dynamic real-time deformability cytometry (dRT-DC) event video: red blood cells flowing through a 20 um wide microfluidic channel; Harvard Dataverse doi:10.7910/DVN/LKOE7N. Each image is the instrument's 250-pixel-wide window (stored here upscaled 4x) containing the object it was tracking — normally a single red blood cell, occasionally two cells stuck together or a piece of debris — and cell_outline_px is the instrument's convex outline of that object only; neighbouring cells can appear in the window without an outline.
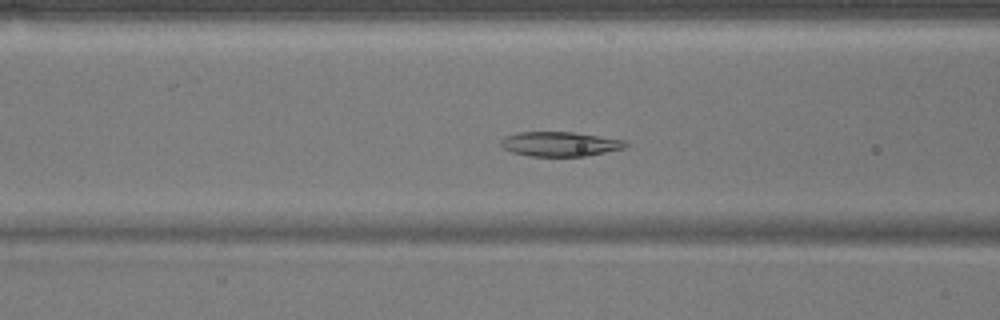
{"species": "common noctule bat (a hibernating species)", "species_latin": "Nyctalus noctula", "temperature_condition": "warm", "stored_images_in_passage": 53, "camera_frame_rate_fps": 3000, "um_per_image_px": 0.085, "animal": {"sex": "male", "body_mass_g": 17.9}, "frame": {"image": 1, "passage_image": 21, "time_ms": 6.667, "image_size_px": [1000, 320], "cell_outline_px": [[628, 144], [624, 148], [584, 156], [528, 156], [512, 152], [504, 148], [500, 144], [500, 140], [504, 136], [520, 132], [572, 132], [624, 140]], "centroid_in_image_um": [47.54, 12.24], "position_along_channel_um": 119.1, "area_um2": 17.69}}
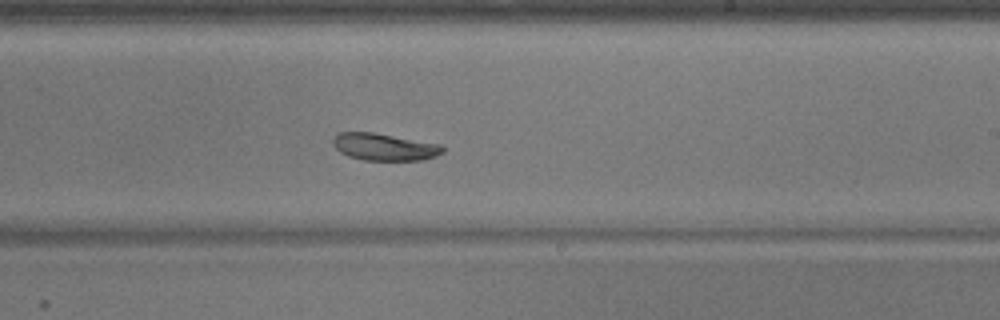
{"frame": {"image": 2, "passage_image": 32, "time_ms": 10.333, "image_size_px": [1000, 320], "cell_outline_px": [[444, 152], [436, 156], [424, 160], [364, 160], [348, 156], [340, 152], [332, 144], [332, 140], [340, 132], [372, 132], [440, 144], [444, 148]], "centroid_in_image_um": [32.67, 12.49], "position_along_channel_um": 256.3, "area_um2": 17.28}}
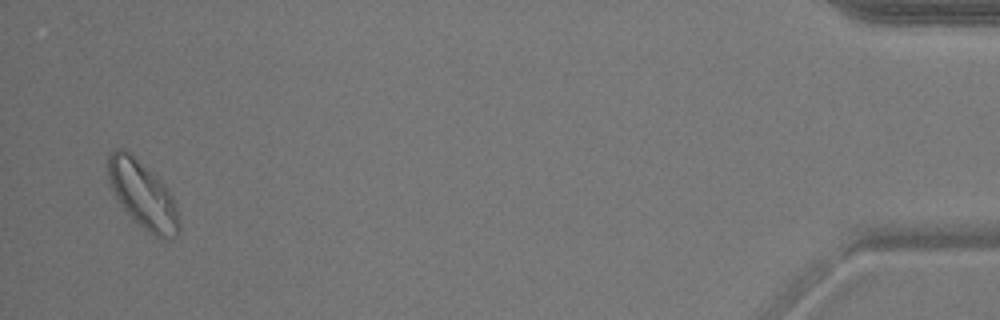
{"frame": {"image": 3, "passage_image": 52, "time_ms": 17.0, "image_size_px": [1000, 320], "cell_outline_px": [[180, 232], [172, 240], [164, 240], [156, 236], [144, 228], [124, 208], [116, 196], [108, 180], [108, 152], [116, 148], [124, 148], [132, 152], [168, 188], [176, 204], [180, 220]], "centroid_in_image_um": [12.17, 16.52], "position_along_channel_um": 423.0, "area_um2": 27.86}, "authors_computed_cell_mechanics": {"area_um2": 21.2704, "velocity_mm_per_s": 3.7501, "shape_relaxation_time_tau1_ms": 2.9557, "shape_relaxation_time_tau2_ms": null, "deformation_change_tau1": 0.0786, "deformation_change_tau2": null}}